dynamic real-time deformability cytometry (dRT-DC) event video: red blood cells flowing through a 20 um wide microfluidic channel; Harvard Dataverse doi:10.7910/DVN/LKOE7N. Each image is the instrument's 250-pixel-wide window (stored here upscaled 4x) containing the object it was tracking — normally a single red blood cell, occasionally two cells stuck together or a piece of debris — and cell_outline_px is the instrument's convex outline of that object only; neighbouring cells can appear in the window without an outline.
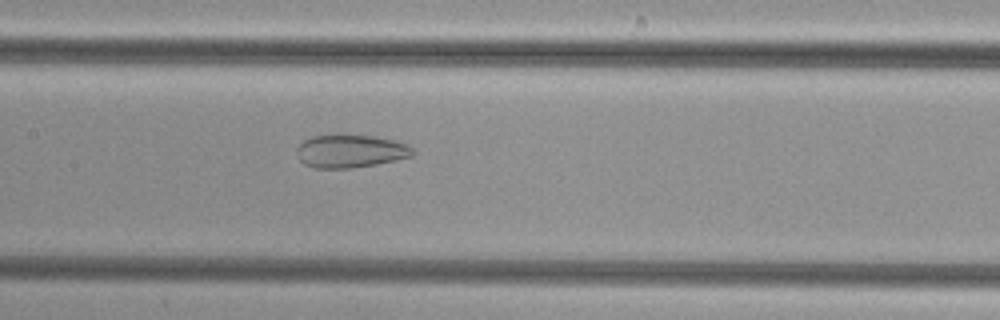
{"species": "common noctule bat (a hibernating species)", "species_latin": "Nyctalus noctula", "temperature_condition": "cold", "stored_images_in_passage": 35, "camera_frame_rate_fps": 3000, "um_per_image_px": 0.085, "animal": {"sex": "female", "body_mass_g": 29.2, "forearm_length_mm": 56.3}, "frame": {"image": 1, "passage_image": 9, "time_ms": 2.667, "image_size_px": [1000, 320], "cell_outline_px": [[416, 152], [412, 156], [396, 160], [376, 164], [352, 168], [316, 168], [304, 164], [296, 156], [296, 148], [304, 140], [312, 136], [336, 132], [344, 132], [376, 136], [396, 140], [408, 144]], "centroid_in_image_um": [29.78, 12.8], "position_along_channel_um": 177.6, "area_um2": 23.29}}
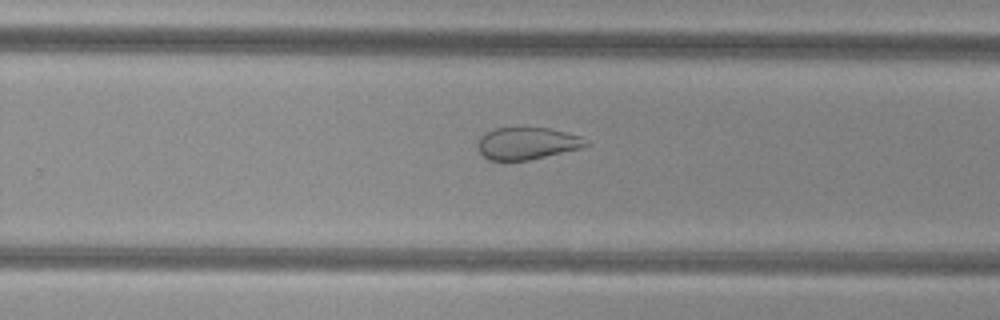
{"frame": {"image": 2, "passage_image": 17, "time_ms": 5.333, "image_size_px": [1000, 320], "cell_outline_px": [[592, 144], [584, 148], [528, 160], [488, 160], [480, 152], [476, 144], [480, 136], [484, 132], [496, 128], [548, 128], [580, 136], [588, 140]], "centroid_in_image_um": [44.82, 12.19], "position_along_channel_um": 285.0, "area_um2": 20.4}}
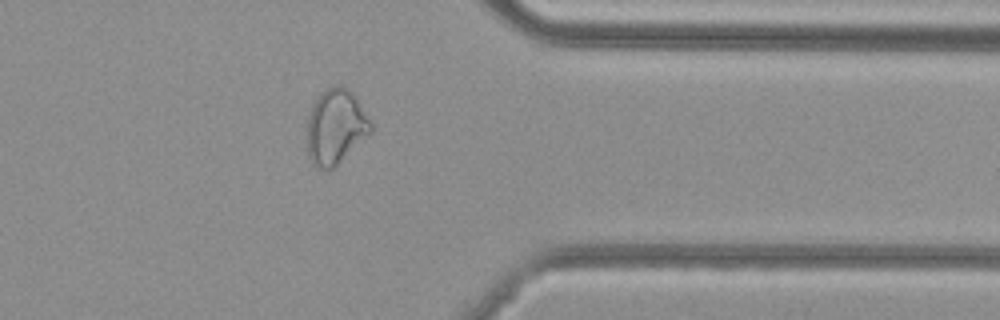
{"frame": {"image": 3, "passage_image": 25, "time_ms": 8.0, "image_size_px": [1000, 320], "cell_outline_px": [[372, 132], [332, 168], [320, 168], [312, 164], [308, 156], [304, 136], [308, 116], [312, 104], [320, 92], [336, 84], [344, 84], [356, 96], [372, 124]], "centroid_in_image_um": [28.48, 10.73], "position_along_channel_um": 382.9, "area_um2": 28.32}}